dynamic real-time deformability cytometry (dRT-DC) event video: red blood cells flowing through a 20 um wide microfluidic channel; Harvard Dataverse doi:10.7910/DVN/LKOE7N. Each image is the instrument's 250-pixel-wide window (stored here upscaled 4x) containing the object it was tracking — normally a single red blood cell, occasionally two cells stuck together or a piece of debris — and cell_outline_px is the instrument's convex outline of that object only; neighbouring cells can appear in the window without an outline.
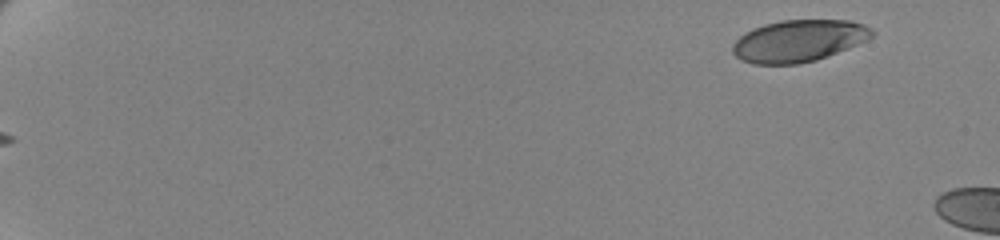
{"species": "human", "species_latin": "Homo sapiens", "temperature_condition": "cold", "stored_images_in_passage": 15, "camera_frame_rate_fps": 3000, "um_per_image_px": 0.085, "donor": {"sex": "female"}, "frame": {"image": 1, "passage_image": 1, "time_ms": 0.0, "image_size_px": [1000, 240], "cell_outline_px": [[876, 32], [872, 36], [848, 48], [828, 56], [816, 60], [796, 64], [752, 64], [740, 60], [732, 52], [732, 44], [740, 36], [752, 28], [764, 24], [784, 20], [848, 20], [864, 24], [872, 28]], "centroid_in_image_um": [67.87, 3.47], "position_along_channel_um": 17.1, "area_um2": 34.04}}